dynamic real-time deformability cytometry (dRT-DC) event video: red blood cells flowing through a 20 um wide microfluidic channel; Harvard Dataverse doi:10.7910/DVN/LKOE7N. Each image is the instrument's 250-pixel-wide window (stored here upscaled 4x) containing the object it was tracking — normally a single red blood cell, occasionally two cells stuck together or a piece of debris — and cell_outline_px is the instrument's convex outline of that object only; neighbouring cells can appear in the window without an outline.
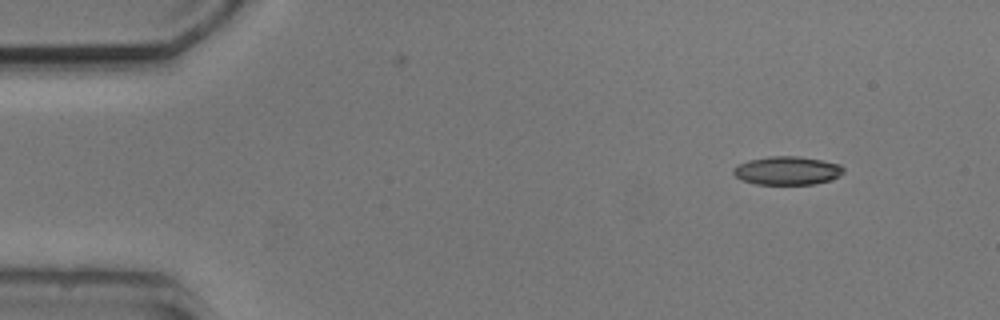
{"species": "common noctule bat (a hibernating species)", "species_latin": "Nyctalus noctula", "temperature_condition": "cold", "stored_images_in_passage": 5, "segment_of_instrument_passage": [2, 2], "camera_frame_rate_fps": 3000, "um_per_image_px": 0.085, "animal": {"sex": "male", "body_mass_g": 20.5, "forearm_length_mm": 52.5}, "frame": {"image": 1, "passage_image": 5, "time_ms": 5.0, "image_size_px": [1000, 320], "cell_outline_px": [[844, 172], [840, 176], [828, 180], [812, 184], [756, 184], [740, 180], [732, 172], [732, 168], [748, 160], [768, 156], [800, 156], [840, 164], [844, 168]], "centroid_in_image_um": [66.89, 14.5], "position_along_channel_um": 18.1, "area_um2": 18.26}}